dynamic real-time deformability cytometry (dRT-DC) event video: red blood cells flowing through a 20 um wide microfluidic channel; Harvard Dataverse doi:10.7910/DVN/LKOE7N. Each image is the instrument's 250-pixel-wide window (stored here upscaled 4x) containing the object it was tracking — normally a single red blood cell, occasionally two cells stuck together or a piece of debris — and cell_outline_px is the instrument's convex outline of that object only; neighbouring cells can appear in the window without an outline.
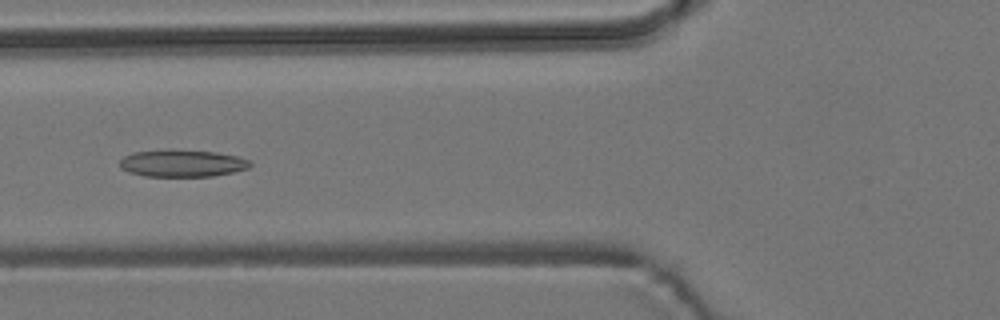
{"species": "common noctule bat (a hibernating species)", "species_latin": "Nyctalus noctula", "temperature_condition": "room temperature", "stored_images_in_passage": 8, "camera_frame_rate_fps": 3000, "um_per_image_px": 0.085, "animal": {"sex": "male", "body_mass_g": 19.2, "forearm_length_mm": 51.8}, "frame": {"image": 1, "passage_image": 5, "time_ms": 5.667, "image_size_px": [1000, 320], "cell_outline_px": [[252, 164], [248, 168], [232, 172], [212, 176], [144, 176], [128, 172], [120, 168], [120, 160], [124, 156], [132, 152], [168, 148], [172, 148], [216, 152], [240, 156], [248, 160]], "centroid_in_image_um": [15.45, 13.85], "position_along_channel_um": 110.3, "area_um2": 21.04}}
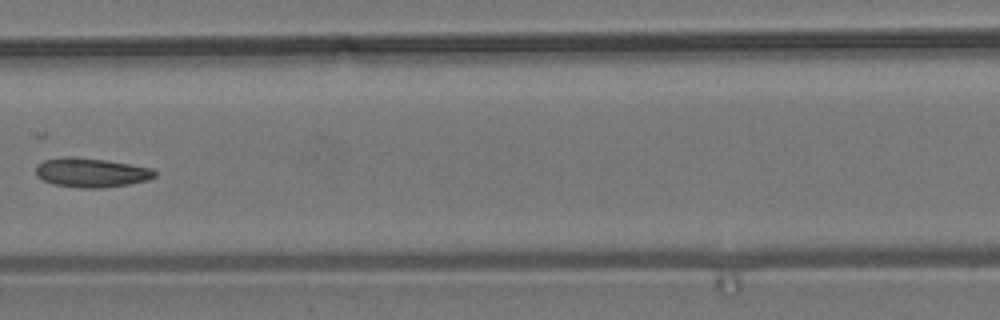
{"frame": {"image": 2, "passage_image": 7, "time_ms": 8.0, "image_size_px": [1000, 320], "cell_outline_px": [[156, 176], [148, 180], [128, 184], [104, 188], [80, 188], [52, 184], [36, 176], [36, 164], [44, 160], [64, 156], [76, 156], [104, 160], [152, 168], [156, 172]], "centroid_in_image_um": [7.72, 14.67], "position_along_channel_um": 199.7, "area_um2": 20.4}}
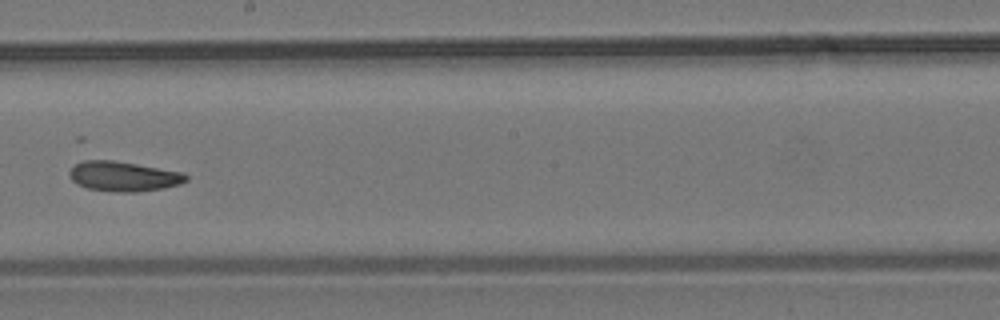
{"frame": {"image": 3, "passage_image": 8, "time_ms": 9.0, "image_size_px": [1000, 320], "cell_outline_px": [[188, 180], [180, 184], [164, 188], [140, 192], [116, 192], [88, 188], [76, 184], [72, 180], [68, 172], [76, 164], [84, 160], [112, 160], [184, 172], [188, 176]], "centroid_in_image_um": [10.52, 15.0], "position_along_channel_um": 237.7, "area_um2": 20.35}}